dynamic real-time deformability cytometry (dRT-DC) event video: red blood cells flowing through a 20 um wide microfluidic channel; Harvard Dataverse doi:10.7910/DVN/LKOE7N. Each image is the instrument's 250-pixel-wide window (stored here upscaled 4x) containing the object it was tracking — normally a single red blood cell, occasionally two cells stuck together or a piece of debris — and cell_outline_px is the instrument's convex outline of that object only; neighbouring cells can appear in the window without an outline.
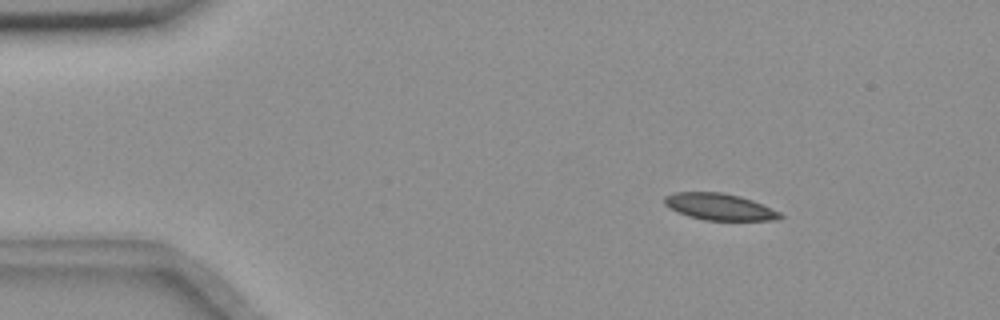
{"species": "common noctule bat (a hibernating species)", "species_latin": "Nyctalus noctula", "temperature_condition": "room temperature", "stored_images_in_passage": 5, "camera_frame_rate_fps": 3000, "um_per_image_px": 0.085, "animal": {"sex": "female", "body_mass_g": 18.4}, "frame": {"image": 1, "passage_image": 2, "time_ms": 1.0, "image_size_px": [1000, 320], "cell_outline_px": [[784, 216], [780, 220], [704, 220], [688, 216], [668, 208], [664, 204], [664, 196], [676, 192], [720, 192], [740, 196], [752, 200], [780, 212]], "centroid_in_image_um": [61.14, 17.58], "position_along_channel_um": 23.9, "area_um2": 17.98}}